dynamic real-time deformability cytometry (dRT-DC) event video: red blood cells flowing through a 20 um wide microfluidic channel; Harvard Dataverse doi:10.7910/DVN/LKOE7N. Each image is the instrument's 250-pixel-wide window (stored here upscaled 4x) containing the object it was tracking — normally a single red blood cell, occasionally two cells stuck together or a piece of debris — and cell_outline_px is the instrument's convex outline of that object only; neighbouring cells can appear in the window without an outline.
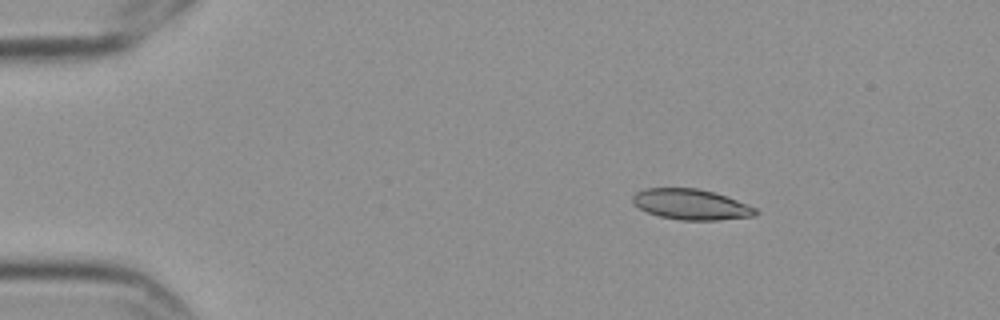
{"species": "Egyptian fruit bat (a non-hibernating species)", "species_latin": "Rousettus aegyptiacus", "temperature_condition": "cold", "stored_images_in_passage": 10, "camera_frame_rate_fps": 3000, "um_per_image_px": 0.085, "frame": {"image": 1, "passage_image": 1, "time_ms": 0.0, "image_size_px": [1000, 320], "cell_outline_px": [[760, 212], [756, 216], [720, 220], [680, 220], [660, 216], [648, 212], [640, 208], [632, 200], [632, 196], [636, 192], [644, 188], [696, 188], [712, 192], [736, 200], [756, 208]], "centroid_in_image_um": [58.76, 17.38], "position_along_channel_um": 26.2, "area_um2": 21.73}}
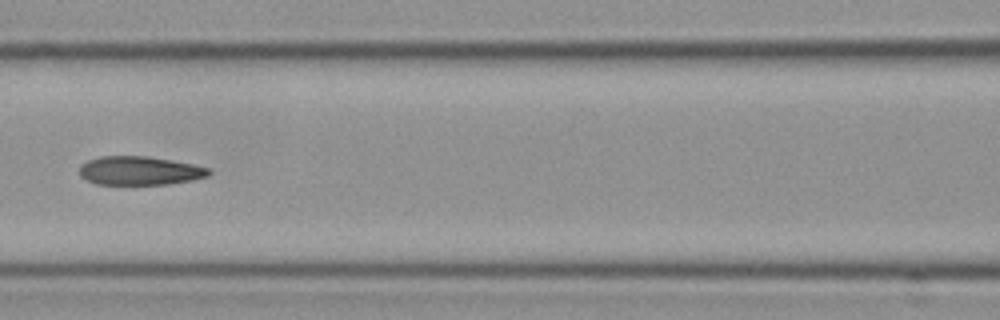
{"frame": {"image": 2, "passage_image": 6, "time_ms": 1.667, "image_size_px": [1000, 320], "cell_outline_px": [[212, 172], [208, 176], [192, 180], [168, 184], [96, 184], [80, 176], [80, 164], [88, 160], [100, 156], [148, 156], [172, 160], [192, 164], [208, 168]], "centroid_in_image_um": [11.87, 14.5], "position_along_channel_um": 154.7, "area_um2": 21.62}}
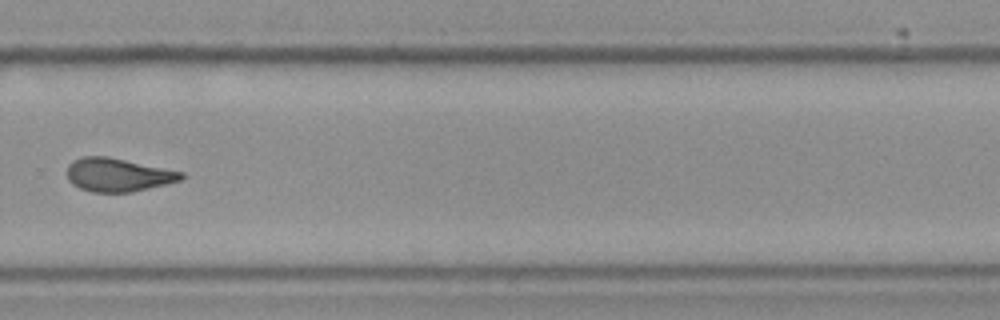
{"frame": {"image": 3, "passage_image": 10, "time_ms": 3.0, "image_size_px": [1000, 320], "cell_outline_px": [[184, 176], [180, 180], [132, 192], [92, 192], [80, 188], [72, 184], [68, 180], [64, 172], [68, 164], [72, 160], [84, 156], [108, 156], [184, 172]], "centroid_in_image_um": [9.95, 14.85], "position_along_channel_um": 319.8, "area_um2": 22.37}}